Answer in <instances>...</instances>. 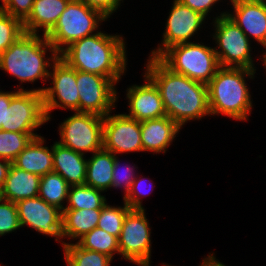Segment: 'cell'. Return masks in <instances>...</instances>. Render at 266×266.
Returning a JSON list of instances; mask_svg holds the SVG:
<instances>
[{
    "mask_svg": "<svg viewBox=\"0 0 266 266\" xmlns=\"http://www.w3.org/2000/svg\"><path fill=\"white\" fill-rule=\"evenodd\" d=\"M145 69V75L159 90L166 115L181 128L190 120L211 116L207 84L174 73L150 56Z\"/></svg>",
    "mask_w": 266,
    "mask_h": 266,
    "instance_id": "1",
    "label": "cell"
},
{
    "mask_svg": "<svg viewBox=\"0 0 266 266\" xmlns=\"http://www.w3.org/2000/svg\"><path fill=\"white\" fill-rule=\"evenodd\" d=\"M125 47L123 36L98 31L72 42L59 57L75 70L98 74L117 84L128 64Z\"/></svg>",
    "mask_w": 266,
    "mask_h": 266,
    "instance_id": "2",
    "label": "cell"
},
{
    "mask_svg": "<svg viewBox=\"0 0 266 266\" xmlns=\"http://www.w3.org/2000/svg\"><path fill=\"white\" fill-rule=\"evenodd\" d=\"M47 51L52 53L50 58L45 56ZM58 57L59 54L45 35L24 33L0 54V69L21 83H34L38 79L46 81L50 80L48 67L51 68Z\"/></svg>",
    "mask_w": 266,
    "mask_h": 266,
    "instance_id": "3",
    "label": "cell"
},
{
    "mask_svg": "<svg viewBox=\"0 0 266 266\" xmlns=\"http://www.w3.org/2000/svg\"><path fill=\"white\" fill-rule=\"evenodd\" d=\"M255 73L248 68L220 67L207 84L211 115L247 121L253 105L245 78L253 79Z\"/></svg>",
    "mask_w": 266,
    "mask_h": 266,
    "instance_id": "4",
    "label": "cell"
},
{
    "mask_svg": "<svg viewBox=\"0 0 266 266\" xmlns=\"http://www.w3.org/2000/svg\"><path fill=\"white\" fill-rule=\"evenodd\" d=\"M158 59L172 72L208 84L220 68L214 48L194 42L166 49Z\"/></svg>",
    "mask_w": 266,
    "mask_h": 266,
    "instance_id": "5",
    "label": "cell"
},
{
    "mask_svg": "<svg viewBox=\"0 0 266 266\" xmlns=\"http://www.w3.org/2000/svg\"><path fill=\"white\" fill-rule=\"evenodd\" d=\"M107 21L99 11L79 0H70L55 26L45 35L53 48L60 54L72 42L94 35L99 22Z\"/></svg>",
    "mask_w": 266,
    "mask_h": 266,
    "instance_id": "6",
    "label": "cell"
},
{
    "mask_svg": "<svg viewBox=\"0 0 266 266\" xmlns=\"http://www.w3.org/2000/svg\"><path fill=\"white\" fill-rule=\"evenodd\" d=\"M226 13L222 12L213 20L215 31L212 36L218 48L214 50L220 67L256 70L251 57V40Z\"/></svg>",
    "mask_w": 266,
    "mask_h": 266,
    "instance_id": "7",
    "label": "cell"
},
{
    "mask_svg": "<svg viewBox=\"0 0 266 266\" xmlns=\"http://www.w3.org/2000/svg\"><path fill=\"white\" fill-rule=\"evenodd\" d=\"M104 117L85 112H75L59 124V144L77 153H94L103 148Z\"/></svg>",
    "mask_w": 266,
    "mask_h": 266,
    "instance_id": "8",
    "label": "cell"
},
{
    "mask_svg": "<svg viewBox=\"0 0 266 266\" xmlns=\"http://www.w3.org/2000/svg\"><path fill=\"white\" fill-rule=\"evenodd\" d=\"M151 229L145 209H131L118 238L119 255L138 266H151Z\"/></svg>",
    "mask_w": 266,
    "mask_h": 266,
    "instance_id": "9",
    "label": "cell"
},
{
    "mask_svg": "<svg viewBox=\"0 0 266 266\" xmlns=\"http://www.w3.org/2000/svg\"><path fill=\"white\" fill-rule=\"evenodd\" d=\"M48 78L53 86L31 89L42 93L46 117L51 120V111L57 108L79 112V94L76 84V70L60 57L52 64Z\"/></svg>",
    "mask_w": 266,
    "mask_h": 266,
    "instance_id": "10",
    "label": "cell"
},
{
    "mask_svg": "<svg viewBox=\"0 0 266 266\" xmlns=\"http://www.w3.org/2000/svg\"><path fill=\"white\" fill-rule=\"evenodd\" d=\"M79 112L105 117L112 113L118 99L116 83L98 74L76 70Z\"/></svg>",
    "mask_w": 266,
    "mask_h": 266,
    "instance_id": "11",
    "label": "cell"
},
{
    "mask_svg": "<svg viewBox=\"0 0 266 266\" xmlns=\"http://www.w3.org/2000/svg\"><path fill=\"white\" fill-rule=\"evenodd\" d=\"M46 122L42 93L25 89L11 99L10 105H6L5 125H1V130L34 133Z\"/></svg>",
    "mask_w": 266,
    "mask_h": 266,
    "instance_id": "12",
    "label": "cell"
},
{
    "mask_svg": "<svg viewBox=\"0 0 266 266\" xmlns=\"http://www.w3.org/2000/svg\"><path fill=\"white\" fill-rule=\"evenodd\" d=\"M163 33L162 45L151 52L153 58H158L169 47L190 42L204 24L206 17L201 13L183 5L179 0H174Z\"/></svg>",
    "mask_w": 266,
    "mask_h": 266,
    "instance_id": "13",
    "label": "cell"
},
{
    "mask_svg": "<svg viewBox=\"0 0 266 266\" xmlns=\"http://www.w3.org/2000/svg\"><path fill=\"white\" fill-rule=\"evenodd\" d=\"M103 149L114 155L143 151L140 121L110 113L103 120Z\"/></svg>",
    "mask_w": 266,
    "mask_h": 266,
    "instance_id": "14",
    "label": "cell"
},
{
    "mask_svg": "<svg viewBox=\"0 0 266 266\" xmlns=\"http://www.w3.org/2000/svg\"><path fill=\"white\" fill-rule=\"evenodd\" d=\"M21 228L29 226L35 231L56 237L55 241L62 242V210L46 203L39 196L22 199L16 202Z\"/></svg>",
    "mask_w": 266,
    "mask_h": 266,
    "instance_id": "15",
    "label": "cell"
},
{
    "mask_svg": "<svg viewBox=\"0 0 266 266\" xmlns=\"http://www.w3.org/2000/svg\"><path fill=\"white\" fill-rule=\"evenodd\" d=\"M143 76L145 84H135L126 90L129 114L125 115L137 121L167 116L158 88L146 75Z\"/></svg>",
    "mask_w": 266,
    "mask_h": 266,
    "instance_id": "16",
    "label": "cell"
},
{
    "mask_svg": "<svg viewBox=\"0 0 266 266\" xmlns=\"http://www.w3.org/2000/svg\"><path fill=\"white\" fill-rule=\"evenodd\" d=\"M233 12H227L230 17L251 39L254 38L261 46L266 45V3L243 2L230 0Z\"/></svg>",
    "mask_w": 266,
    "mask_h": 266,
    "instance_id": "17",
    "label": "cell"
},
{
    "mask_svg": "<svg viewBox=\"0 0 266 266\" xmlns=\"http://www.w3.org/2000/svg\"><path fill=\"white\" fill-rule=\"evenodd\" d=\"M140 128L143 152L153 153H165L181 130L168 116L140 121Z\"/></svg>",
    "mask_w": 266,
    "mask_h": 266,
    "instance_id": "18",
    "label": "cell"
},
{
    "mask_svg": "<svg viewBox=\"0 0 266 266\" xmlns=\"http://www.w3.org/2000/svg\"><path fill=\"white\" fill-rule=\"evenodd\" d=\"M84 156L56 141L53 144V172L60 174L70 186L84 185L87 169Z\"/></svg>",
    "mask_w": 266,
    "mask_h": 266,
    "instance_id": "19",
    "label": "cell"
},
{
    "mask_svg": "<svg viewBox=\"0 0 266 266\" xmlns=\"http://www.w3.org/2000/svg\"><path fill=\"white\" fill-rule=\"evenodd\" d=\"M42 136L32 139L12 164L20 169L40 177L53 172V146H44Z\"/></svg>",
    "mask_w": 266,
    "mask_h": 266,
    "instance_id": "20",
    "label": "cell"
},
{
    "mask_svg": "<svg viewBox=\"0 0 266 266\" xmlns=\"http://www.w3.org/2000/svg\"><path fill=\"white\" fill-rule=\"evenodd\" d=\"M70 0H35L32 11L23 22L25 33L46 35L56 24Z\"/></svg>",
    "mask_w": 266,
    "mask_h": 266,
    "instance_id": "21",
    "label": "cell"
},
{
    "mask_svg": "<svg viewBox=\"0 0 266 266\" xmlns=\"http://www.w3.org/2000/svg\"><path fill=\"white\" fill-rule=\"evenodd\" d=\"M40 179V176L11 164L5 183L1 187V198L16 203L22 199L37 197Z\"/></svg>",
    "mask_w": 266,
    "mask_h": 266,
    "instance_id": "22",
    "label": "cell"
},
{
    "mask_svg": "<svg viewBox=\"0 0 266 266\" xmlns=\"http://www.w3.org/2000/svg\"><path fill=\"white\" fill-rule=\"evenodd\" d=\"M115 155L105 149L93 153L87 160L85 185L107 191L112 188V171Z\"/></svg>",
    "mask_w": 266,
    "mask_h": 266,
    "instance_id": "23",
    "label": "cell"
},
{
    "mask_svg": "<svg viewBox=\"0 0 266 266\" xmlns=\"http://www.w3.org/2000/svg\"><path fill=\"white\" fill-rule=\"evenodd\" d=\"M101 209L63 210L62 239H81L86 233L97 227Z\"/></svg>",
    "mask_w": 266,
    "mask_h": 266,
    "instance_id": "24",
    "label": "cell"
},
{
    "mask_svg": "<svg viewBox=\"0 0 266 266\" xmlns=\"http://www.w3.org/2000/svg\"><path fill=\"white\" fill-rule=\"evenodd\" d=\"M69 189L70 185L60 174L50 172L41 177L38 196L63 211V201H67Z\"/></svg>",
    "mask_w": 266,
    "mask_h": 266,
    "instance_id": "25",
    "label": "cell"
},
{
    "mask_svg": "<svg viewBox=\"0 0 266 266\" xmlns=\"http://www.w3.org/2000/svg\"><path fill=\"white\" fill-rule=\"evenodd\" d=\"M104 192L88 185L70 186L64 210L102 209L107 203Z\"/></svg>",
    "mask_w": 266,
    "mask_h": 266,
    "instance_id": "26",
    "label": "cell"
},
{
    "mask_svg": "<svg viewBox=\"0 0 266 266\" xmlns=\"http://www.w3.org/2000/svg\"><path fill=\"white\" fill-rule=\"evenodd\" d=\"M67 266H110L113 258L82 248L77 242H62Z\"/></svg>",
    "mask_w": 266,
    "mask_h": 266,
    "instance_id": "27",
    "label": "cell"
},
{
    "mask_svg": "<svg viewBox=\"0 0 266 266\" xmlns=\"http://www.w3.org/2000/svg\"><path fill=\"white\" fill-rule=\"evenodd\" d=\"M76 242L84 249L106 254L111 258L115 253L119 255L118 238L98 227L86 233Z\"/></svg>",
    "mask_w": 266,
    "mask_h": 266,
    "instance_id": "28",
    "label": "cell"
},
{
    "mask_svg": "<svg viewBox=\"0 0 266 266\" xmlns=\"http://www.w3.org/2000/svg\"><path fill=\"white\" fill-rule=\"evenodd\" d=\"M41 135L0 130V158L11 163L25 149L29 142Z\"/></svg>",
    "mask_w": 266,
    "mask_h": 266,
    "instance_id": "29",
    "label": "cell"
},
{
    "mask_svg": "<svg viewBox=\"0 0 266 266\" xmlns=\"http://www.w3.org/2000/svg\"><path fill=\"white\" fill-rule=\"evenodd\" d=\"M131 210L124 202L121 206H110L107 203L102 207L97 227L119 238L126 214Z\"/></svg>",
    "mask_w": 266,
    "mask_h": 266,
    "instance_id": "30",
    "label": "cell"
},
{
    "mask_svg": "<svg viewBox=\"0 0 266 266\" xmlns=\"http://www.w3.org/2000/svg\"><path fill=\"white\" fill-rule=\"evenodd\" d=\"M23 23L0 10V54L24 34Z\"/></svg>",
    "mask_w": 266,
    "mask_h": 266,
    "instance_id": "31",
    "label": "cell"
},
{
    "mask_svg": "<svg viewBox=\"0 0 266 266\" xmlns=\"http://www.w3.org/2000/svg\"><path fill=\"white\" fill-rule=\"evenodd\" d=\"M16 203L0 199V236L20 229Z\"/></svg>",
    "mask_w": 266,
    "mask_h": 266,
    "instance_id": "32",
    "label": "cell"
},
{
    "mask_svg": "<svg viewBox=\"0 0 266 266\" xmlns=\"http://www.w3.org/2000/svg\"><path fill=\"white\" fill-rule=\"evenodd\" d=\"M118 156L115 155L114 167L112 171V188H124V196L130 191L133 181L136 179L135 168L131 165H124L121 168Z\"/></svg>",
    "mask_w": 266,
    "mask_h": 266,
    "instance_id": "33",
    "label": "cell"
},
{
    "mask_svg": "<svg viewBox=\"0 0 266 266\" xmlns=\"http://www.w3.org/2000/svg\"><path fill=\"white\" fill-rule=\"evenodd\" d=\"M34 1L35 0H3L0 5V10L19 19L23 23L30 15Z\"/></svg>",
    "mask_w": 266,
    "mask_h": 266,
    "instance_id": "34",
    "label": "cell"
},
{
    "mask_svg": "<svg viewBox=\"0 0 266 266\" xmlns=\"http://www.w3.org/2000/svg\"><path fill=\"white\" fill-rule=\"evenodd\" d=\"M144 181L147 182L145 178H139V176H136V179L133 181L130 191L126 196H123L124 202L131 209H144V206H142L141 197H144L148 194V192L146 193L145 188H142L143 184L145 183Z\"/></svg>",
    "mask_w": 266,
    "mask_h": 266,
    "instance_id": "35",
    "label": "cell"
},
{
    "mask_svg": "<svg viewBox=\"0 0 266 266\" xmlns=\"http://www.w3.org/2000/svg\"><path fill=\"white\" fill-rule=\"evenodd\" d=\"M88 7L99 11L107 19L120 7L123 0H79Z\"/></svg>",
    "mask_w": 266,
    "mask_h": 266,
    "instance_id": "36",
    "label": "cell"
},
{
    "mask_svg": "<svg viewBox=\"0 0 266 266\" xmlns=\"http://www.w3.org/2000/svg\"><path fill=\"white\" fill-rule=\"evenodd\" d=\"M183 5L190 7L192 10L207 16L214 4L220 0H179Z\"/></svg>",
    "mask_w": 266,
    "mask_h": 266,
    "instance_id": "37",
    "label": "cell"
},
{
    "mask_svg": "<svg viewBox=\"0 0 266 266\" xmlns=\"http://www.w3.org/2000/svg\"><path fill=\"white\" fill-rule=\"evenodd\" d=\"M24 91V88L20 87L17 91L4 92L0 89V130L1 125H5L6 105H10L11 99L19 92Z\"/></svg>",
    "mask_w": 266,
    "mask_h": 266,
    "instance_id": "38",
    "label": "cell"
},
{
    "mask_svg": "<svg viewBox=\"0 0 266 266\" xmlns=\"http://www.w3.org/2000/svg\"><path fill=\"white\" fill-rule=\"evenodd\" d=\"M11 164L10 161L0 158V187L5 183Z\"/></svg>",
    "mask_w": 266,
    "mask_h": 266,
    "instance_id": "39",
    "label": "cell"
},
{
    "mask_svg": "<svg viewBox=\"0 0 266 266\" xmlns=\"http://www.w3.org/2000/svg\"><path fill=\"white\" fill-rule=\"evenodd\" d=\"M201 266H226V265L217 260L216 257L214 256V253L213 254L209 253V255L206 258H203Z\"/></svg>",
    "mask_w": 266,
    "mask_h": 266,
    "instance_id": "40",
    "label": "cell"
},
{
    "mask_svg": "<svg viewBox=\"0 0 266 266\" xmlns=\"http://www.w3.org/2000/svg\"><path fill=\"white\" fill-rule=\"evenodd\" d=\"M263 48H265V52L263 53V55H262V58H263V65L265 66V69H266V45L263 47Z\"/></svg>",
    "mask_w": 266,
    "mask_h": 266,
    "instance_id": "41",
    "label": "cell"
},
{
    "mask_svg": "<svg viewBox=\"0 0 266 266\" xmlns=\"http://www.w3.org/2000/svg\"><path fill=\"white\" fill-rule=\"evenodd\" d=\"M238 1H243V2H264V3H266V0H238Z\"/></svg>",
    "mask_w": 266,
    "mask_h": 266,
    "instance_id": "42",
    "label": "cell"
}]
</instances>
